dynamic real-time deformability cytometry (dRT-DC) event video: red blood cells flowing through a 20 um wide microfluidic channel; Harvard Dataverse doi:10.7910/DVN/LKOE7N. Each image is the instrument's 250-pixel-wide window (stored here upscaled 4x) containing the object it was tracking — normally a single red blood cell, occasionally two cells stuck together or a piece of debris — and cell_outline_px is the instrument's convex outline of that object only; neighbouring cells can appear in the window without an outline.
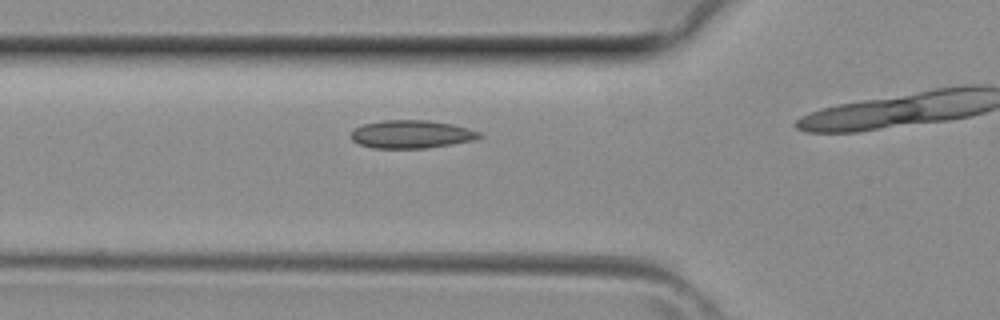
{"species": "common noctule bat (a hibernating species)", "species_latin": "Nyctalus noctula", "temperature_condition": "room temperature", "stored_images_in_passage": 7, "camera_frame_rate_fps": 3000, "um_per_image_px": 0.085, "animal": {"sex": "female", "body_mass_g": 29.2, "forearm_length_mm": 56.3}, "frame": {"image": 1, "passage_image": 4, "time_ms": 1.0, "image_size_px": [1000, 320], "cell_outline_px": [[484, 136], [472, 140], [428, 148], [372, 148], [360, 144], [352, 140], [352, 132], [356, 128], [364, 124], [384, 120], [428, 120], [452, 124], [468, 128], [480, 132]], "centroid_in_image_um": [34.99, 11.41], "position_along_channel_um": 90.8, "area_um2": 20.81}}
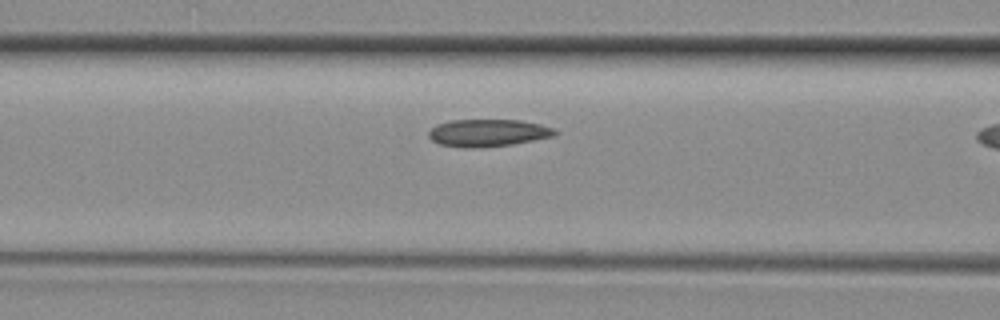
{"frame": {"image": 2, "passage_image": 6, "time_ms": 1.667, "image_size_px": [1000, 320], "cell_outline_px": [[556, 136], [512, 144], [484, 148], [460, 148], [440, 144], [432, 140], [428, 136], [428, 132], [436, 124], [452, 120], [520, 120], [540, 124], [556, 128]], "centroid_in_image_um": [41.48, 11.3], "position_along_channel_um": 125.1, "area_um2": 20.35}}